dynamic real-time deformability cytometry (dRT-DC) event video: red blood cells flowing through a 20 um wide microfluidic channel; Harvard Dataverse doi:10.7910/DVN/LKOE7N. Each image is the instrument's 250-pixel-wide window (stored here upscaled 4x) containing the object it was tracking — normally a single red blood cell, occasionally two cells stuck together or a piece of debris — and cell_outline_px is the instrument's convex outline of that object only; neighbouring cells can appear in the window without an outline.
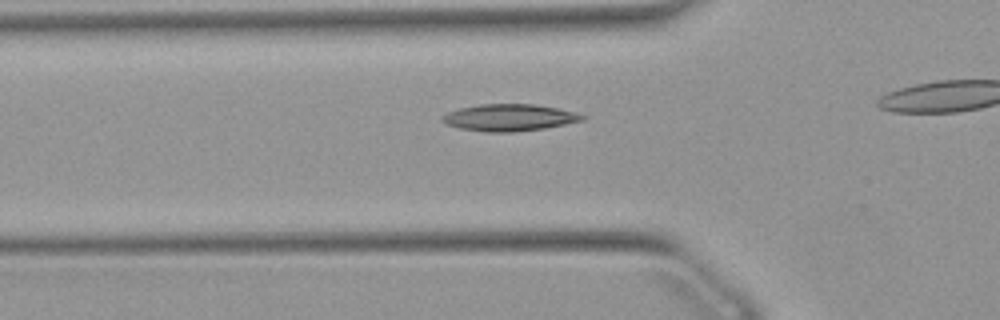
{"species": "Egyptian fruit bat (a non-hibernating species)", "species_latin": "Rousettus aegyptiacus", "temperature_condition": "warm", "stored_images_in_passage": 32, "camera_frame_rate_fps": 3000, "um_per_image_px": 0.085, "animal": {"sex": "female"}, "frame": {"image": 1, "passage_image": 8, "time_ms": 2.333, "image_size_px": [1000, 320], "cell_outline_px": [[588, 116], [584, 120], [544, 128], [512, 132], [484, 132], [460, 128], [448, 124], [440, 120], [440, 116], [448, 112], [460, 108], [480, 104], [536, 104], [576, 112]], "centroid_in_image_um": [43.29, 9.99], "position_along_channel_um": 82.5, "area_um2": 21.91}}
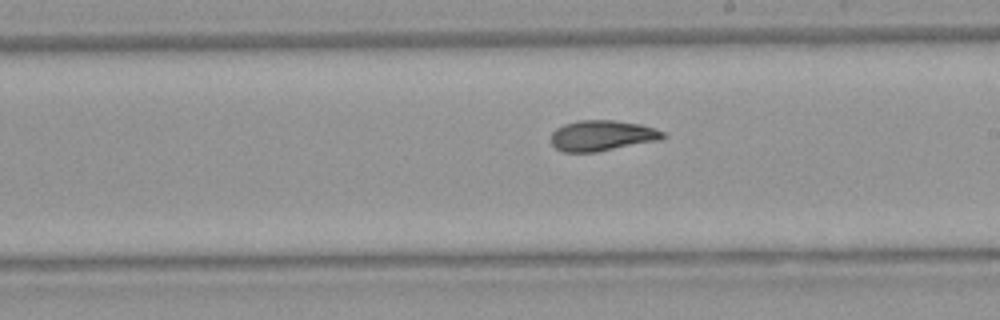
{"frame": {"image": 2, "passage_image": 20, "time_ms": 6.333, "image_size_px": [1000, 320], "cell_outline_px": [[668, 136], [660, 140], [596, 152], [564, 152], [556, 148], [552, 144], [552, 132], [556, 128], [564, 124], [576, 120], [616, 120], [640, 124], [656, 128], [664, 132]], "centroid_in_image_um": [51.2, 11.52], "position_along_channel_um": 237.8, "area_um2": 20.11}}
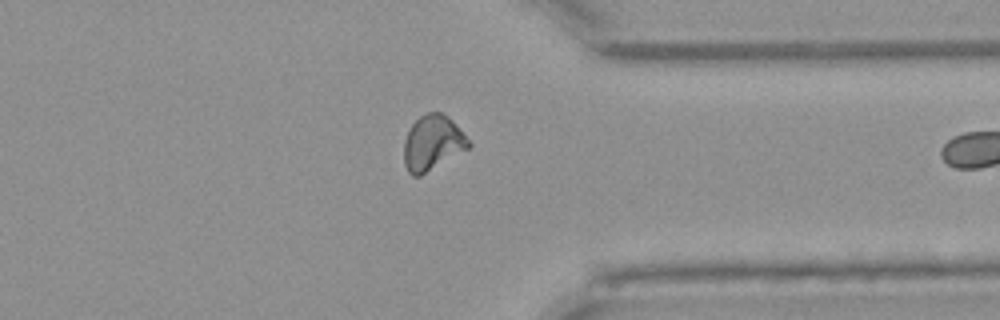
{"frame": {"image": 3, "passage_image": 31, "time_ms": 10.0, "image_size_px": [1000, 320], "cell_outline_px": [[472, 144], [468, 148], [420, 176], [412, 176], [408, 172], [404, 164], [404, 140], [412, 124], [420, 116], [428, 112], [440, 112], [448, 116], [452, 120]], "centroid_in_image_um": [36.74, 12.14], "position_along_channel_um": 374.7, "area_um2": 20.52}}